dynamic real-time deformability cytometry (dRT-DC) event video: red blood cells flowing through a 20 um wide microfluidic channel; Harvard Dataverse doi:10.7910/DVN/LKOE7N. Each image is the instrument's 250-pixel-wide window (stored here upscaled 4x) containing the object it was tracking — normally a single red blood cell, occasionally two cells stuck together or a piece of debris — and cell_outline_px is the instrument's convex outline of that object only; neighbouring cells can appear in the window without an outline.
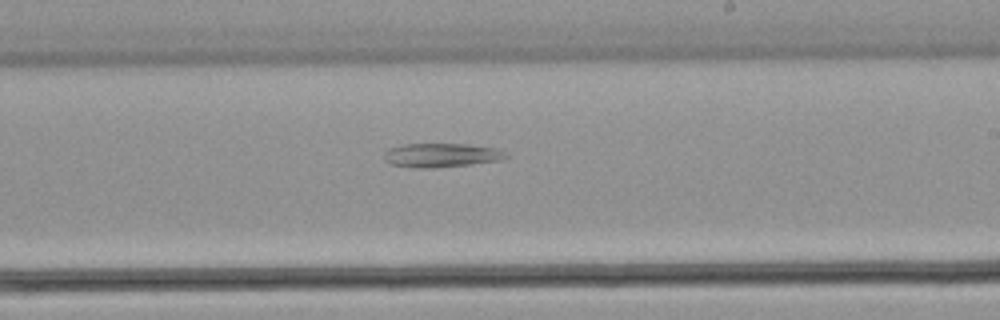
{"species": "common noctule bat (a hibernating species)", "species_latin": "Nyctalus noctula", "temperature_condition": "warm", "stored_images_in_passage": 36, "segment_of_instrument_passage": [2, 3], "camera_frame_rate_fps": 3000, "um_per_image_px": 0.085, "animal": {"sex": "male", "body_mass_g": 21.5, "forearm_length_mm": 52.0}, "frame": {"image": 1, "passage_image": 21, "time_ms": 6.667, "image_size_px": [1000, 320], "cell_outline_px": [[508, 156], [504, 160], [472, 164], [432, 168], [416, 168], [392, 164], [384, 160], [384, 152], [388, 148], [400, 144], [468, 144], [496, 148], [508, 152]], "centroid_in_image_um": [37.54, 13.19], "position_along_channel_um": 251.5, "area_um2": 17.28}}
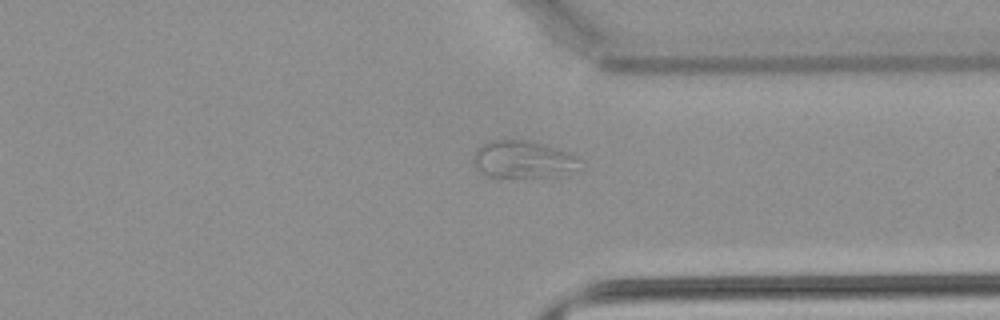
{"frame": {"image": 2, "passage_image": 27, "time_ms": 8.667, "image_size_px": [1000, 320], "cell_outline_px": [[576, 160], [568, 168], [544, 176], [488, 176], [476, 168], [472, 160], [472, 156], [476, 148], [480, 144], [488, 140], [504, 136], [528, 140], [544, 144], [568, 152], [576, 156]], "centroid_in_image_um": [44.18, 13.43], "position_along_channel_um": 367.2, "area_um2": 22.48}}
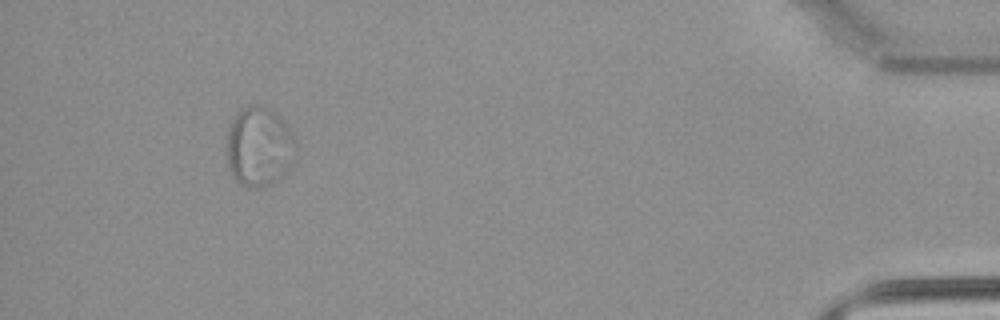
{"frame": {"image": 3, "passage_image": 33, "time_ms": 10.667, "image_size_px": [1000, 320], "cell_outline_px": [[300, 144], [292, 168], [288, 172], [272, 184], [240, 184], [236, 180], [228, 168], [224, 144], [228, 128], [236, 112], [240, 108], [252, 104], [256, 104], [272, 108], [288, 124], [296, 136]], "centroid_in_image_um": [22.08, 12.39], "position_along_channel_um": 413.1, "area_um2": 33.41}}